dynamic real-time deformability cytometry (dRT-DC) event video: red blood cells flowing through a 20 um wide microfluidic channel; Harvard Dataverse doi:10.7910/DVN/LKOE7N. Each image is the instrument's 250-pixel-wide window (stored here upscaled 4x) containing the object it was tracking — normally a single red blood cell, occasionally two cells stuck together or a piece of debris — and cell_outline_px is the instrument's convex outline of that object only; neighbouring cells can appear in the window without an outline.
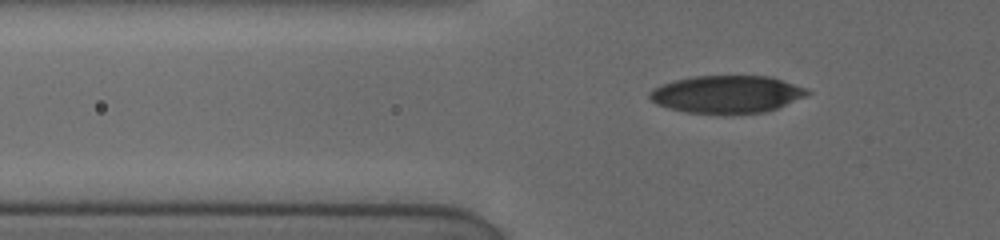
{"species": "human", "species_latin": "Homo sapiens", "temperature_condition": "cold", "stored_images_in_passage": 13, "camera_frame_rate_fps": 3000, "um_per_image_px": 0.085, "donor": {"sex": "female"}, "frame": {"image": 1, "passage_image": 3, "time_ms": 1.0, "image_size_px": [1000, 240], "cell_outline_px": [[812, 92], [804, 96], [776, 108], [764, 112], [724, 116], [688, 112], [668, 108], [656, 104], [648, 96], [648, 92], [652, 88], [660, 84], [676, 80], [696, 76], [772, 76], [804, 88]], "centroid_in_image_um": [61.73, 8.04], "position_along_channel_um": 64.1, "area_um2": 34.85}}
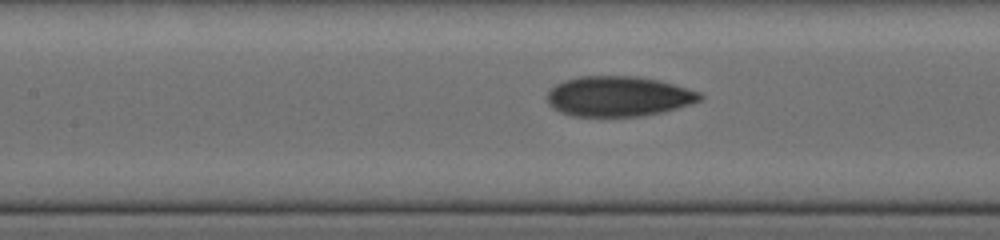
{"frame": {"image": 2, "passage_image": 9, "time_ms": 3.667, "image_size_px": [1000, 240], "cell_outline_px": [[704, 96], [700, 100], [692, 104], [664, 112], [644, 116], [572, 116], [560, 112], [552, 108], [548, 104], [548, 92], [556, 84], [564, 80], [580, 76], [636, 76], [660, 80], [700, 92]], "centroid_in_image_um": [52.59, 8.19], "position_along_channel_um": 154.8, "area_um2": 36.01}}
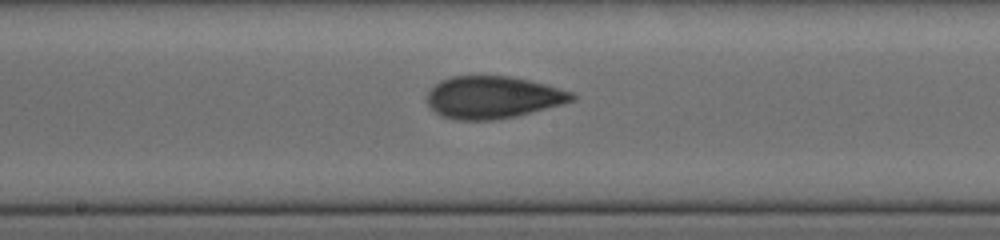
{"frame": {"image": 3, "passage_image": 12, "time_ms": 5.0, "image_size_px": [1000, 240], "cell_outline_px": [[576, 100], [516, 116], [492, 120], [452, 120], [440, 116], [428, 104], [428, 92], [440, 80], [452, 76], [508, 76], [528, 80], [544, 84], [572, 92], [576, 96]], "centroid_in_image_um": [41.87, 8.28], "position_along_channel_um": 206.3, "area_um2": 35.49}}